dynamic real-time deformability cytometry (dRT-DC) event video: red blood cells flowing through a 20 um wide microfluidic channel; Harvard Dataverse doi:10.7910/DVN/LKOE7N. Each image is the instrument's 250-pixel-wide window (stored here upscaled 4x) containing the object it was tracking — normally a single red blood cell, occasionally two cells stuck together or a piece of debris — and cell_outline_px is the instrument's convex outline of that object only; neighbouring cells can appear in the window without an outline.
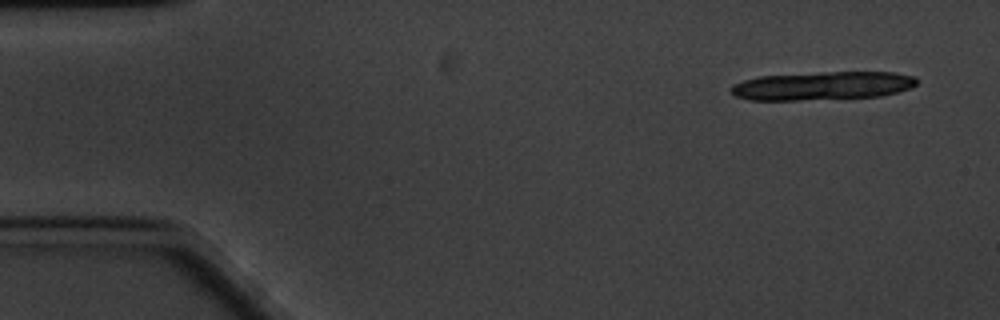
{"species": "common noctule bat (a hibernating species)", "species_latin": "Nyctalus noctula", "temperature_condition": "cold", "stored_images_in_passage": 18, "camera_frame_rate_fps": 3000, "um_per_image_px": 0.085, "animal": {"sex": "male", "body_mass_g": 20.1, "forearm_length_mm": 53.5}, "frame": {"image": 1, "passage_image": 1, "time_ms": 0.0, "image_size_px": [1000, 320], "cell_outline_px": [[916, 84], [912, 88], [880, 96], [800, 100], [748, 100], [736, 96], [728, 88], [732, 84], [756, 76], [820, 72], [892, 72], [916, 76]], "centroid_in_image_um": [69.87, 7.28], "position_along_channel_um": 15.1, "area_um2": 30.92}}